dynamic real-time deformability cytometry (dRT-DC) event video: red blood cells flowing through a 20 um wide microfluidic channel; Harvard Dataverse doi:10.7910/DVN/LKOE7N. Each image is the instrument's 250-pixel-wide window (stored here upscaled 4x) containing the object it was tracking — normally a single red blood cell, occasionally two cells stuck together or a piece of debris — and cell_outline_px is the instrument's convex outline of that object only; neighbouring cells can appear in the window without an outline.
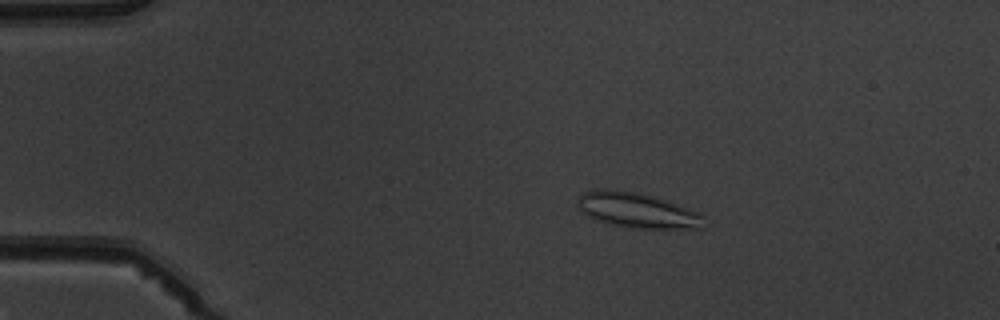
{"species": "common noctule bat (a hibernating species)", "species_latin": "Nyctalus noctula", "temperature_condition": "warm", "stored_images_in_passage": 4, "camera_frame_rate_fps": 3000, "um_per_image_px": 0.085, "animal": {"sex": "male", "body_mass_g": 19.5, "forearm_length_mm": 54.6}, "frame": {"image": 1, "passage_image": 3, "time_ms": 2.333, "image_size_px": [1000, 320], "cell_outline_px": [[704, 228], [632, 228], [612, 224], [596, 220], [588, 216], [580, 208], [580, 196], [584, 192], [596, 188], [608, 188], [636, 192], [656, 196], [668, 200], [700, 212], [704, 216]], "centroid_in_image_um": [54.22, 17.86], "position_along_channel_um": 30.8, "area_um2": 25.95}}